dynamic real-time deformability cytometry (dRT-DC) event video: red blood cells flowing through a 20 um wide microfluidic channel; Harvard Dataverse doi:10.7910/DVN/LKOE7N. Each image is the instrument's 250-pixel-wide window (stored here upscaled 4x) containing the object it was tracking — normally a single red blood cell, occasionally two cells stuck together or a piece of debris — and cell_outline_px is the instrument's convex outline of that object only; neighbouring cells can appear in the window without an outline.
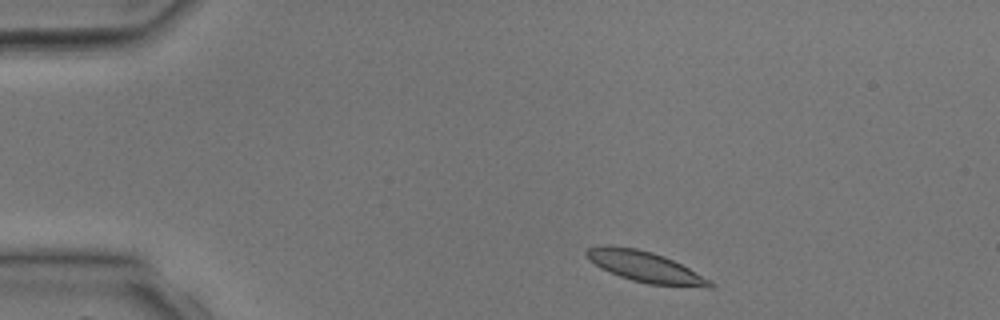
{"species": "common noctule bat (a hibernating species)", "species_latin": "Nyctalus noctula", "temperature_condition": "room temperature", "stored_images_in_passage": 2, "camera_frame_rate_fps": 3000, "um_per_image_px": 0.085, "animal": {"sex": "male", "body_mass_g": 17.9, "forearm_length_mm": 54.2}, "frame": {"image": 1, "passage_image": 1, "time_ms": 0.0, "image_size_px": [1000, 320], "cell_outline_px": [[716, 284], [712, 288], [708, 288], [648, 284], [632, 280], [620, 276], [600, 268], [588, 260], [584, 252], [588, 248], [604, 244], [608, 244], [636, 248], [652, 252], [664, 256], [712, 280]], "centroid_in_image_um": [54.83, 22.68], "position_along_channel_um": 30.2, "area_um2": 22.37}}
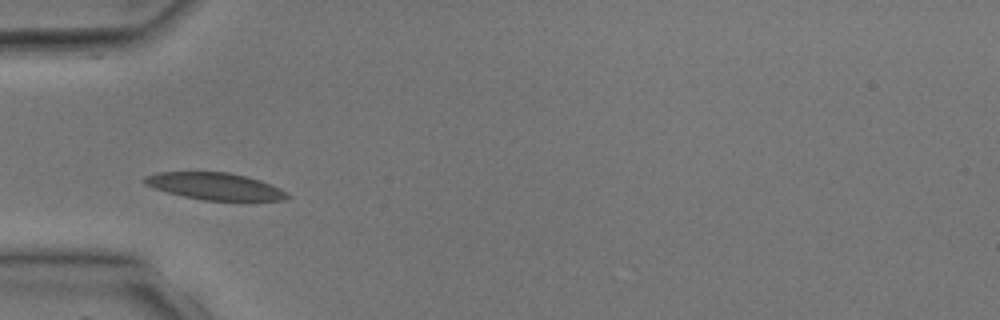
{"frame": {"image": 2, "passage_image": 2, "time_ms": 2.0, "image_size_px": [1000, 320], "cell_outline_px": [[292, 196], [284, 200], [244, 204], [204, 200], [184, 196], [168, 192], [144, 184], [144, 176], [156, 172], [228, 172], [248, 176], [260, 180], [280, 188], [288, 192]], "centroid_in_image_um": [18.42, 15.89], "position_along_channel_um": 66.6, "area_um2": 23.52}}